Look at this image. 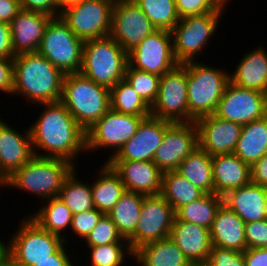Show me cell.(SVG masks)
Listing matches in <instances>:
<instances>
[{"label": "cell", "mask_w": 267, "mask_h": 266, "mask_svg": "<svg viewBox=\"0 0 267 266\" xmlns=\"http://www.w3.org/2000/svg\"><path fill=\"white\" fill-rule=\"evenodd\" d=\"M37 105L44 109L29 126L34 154L64 159L76 165L74 160L86 151V131L61 101ZM40 149L44 152L41 153Z\"/></svg>", "instance_id": "6da1fadb"}, {"label": "cell", "mask_w": 267, "mask_h": 266, "mask_svg": "<svg viewBox=\"0 0 267 266\" xmlns=\"http://www.w3.org/2000/svg\"><path fill=\"white\" fill-rule=\"evenodd\" d=\"M13 71V96H24L35 105L61 101L65 74L39 52L16 55Z\"/></svg>", "instance_id": "7a4b0ae2"}, {"label": "cell", "mask_w": 267, "mask_h": 266, "mask_svg": "<svg viewBox=\"0 0 267 266\" xmlns=\"http://www.w3.org/2000/svg\"><path fill=\"white\" fill-rule=\"evenodd\" d=\"M77 167L71 162L49 157L34 156L21 168L14 171L7 179L5 186L35 194L45 201L59 197L65 179Z\"/></svg>", "instance_id": "3957f363"}, {"label": "cell", "mask_w": 267, "mask_h": 266, "mask_svg": "<svg viewBox=\"0 0 267 266\" xmlns=\"http://www.w3.org/2000/svg\"><path fill=\"white\" fill-rule=\"evenodd\" d=\"M61 102L87 131L110 109V92L81 72L67 73L63 79Z\"/></svg>", "instance_id": "277c9868"}, {"label": "cell", "mask_w": 267, "mask_h": 266, "mask_svg": "<svg viewBox=\"0 0 267 266\" xmlns=\"http://www.w3.org/2000/svg\"><path fill=\"white\" fill-rule=\"evenodd\" d=\"M187 70L188 122L213 115L230 82V72L203 64L201 61L184 63Z\"/></svg>", "instance_id": "5b68a950"}, {"label": "cell", "mask_w": 267, "mask_h": 266, "mask_svg": "<svg viewBox=\"0 0 267 266\" xmlns=\"http://www.w3.org/2000/svg\"><path fill=\"white\" fill-rule=\"evenodd\" d=\"M128 53L109 35L84 41L80 72L90 80L111 89L124 79Z\"/></svg>", "instance_id": "8992f818"}, {"label": "cell", "mask_w": 267, "mask_h": 266, "mask_svg": "<svg viewBox=\"0 0 267 266\" xmlns=\"http://www.w3.org/2000/svg\"><path fill=\"white\" fill-rule=\"evenodd\" d=\"M84 41L59 17L46 26L38 52L64 74L80 72Z\"/></svg>", "instance_id": "52a82bcc"}, {"label": "cell", "mask_w": 267, "mask_h": 266, "mask_svg": "<svg viewBox=\"0 0 267 266\" xmlns=\"http://www.w3.org/2000/svg\"><path fill=\"white\" fill-rule=\"evenodd\" d=\"M223 12H210L202 15L181 18L171 31L173 53L179 64L196 61L211 36L218 31Z\"/></svg>", "instance_id": "ba28073f"}, {"label": "cell", "mask_w": 267, "mask_h": 266, "mask_svg": "<svg viewBox=\"0 0 267 266\" xmlns=\"http://www.w3.org/2000/svg\"><path fill=\"white\" fill-rule=\"evenodd\" d=\"M113 0H82L63 6L60 17L83 41L108 36Z\"/></svg>", "instance_id": "9c48e42d"}, {"label": "cell", "mask_w": 267, "mask_h": 266, "mask_svg": "<svg viewBox=\"0 0 267 266\" xmlns=\"http://www.w3.org/2000/svg\"><path fill=\"white\" fill-rule=\"evenodd\" d=\"M24 218L7 242L9 254L22 266H33L43 259H48L65 242L60 236L41 228L28 215Z\"/></svg>", "instance_id": "30bf717a"}, {"label": "cell", "mask_w": 267, "mask_h": 266, "mask_svg": "<svg viewBox=\"0 0 267 266\" xmlns=\"http://www.w3.org/2000/svg\"><path fill=\"white\" fill-rule=\"evenodd\" d=\"M148 116L123 114L111 108L86 131V152L111 148L110 159L136 133L141 121Z\"/></svg>", "instance_id": "8fae6325"}, {"label": "cell", "mask_w": 267, "mask_h": 266, "mask_svg": "<svg viewBox=\"0 0 267 266\" xmlns=\"http://www.w3.org/2000/svg\"><path fill=\"white\" fill-rule=\"evenodd\" d=\"M151 116L172 123L188 122L187 70L184 64H178L161 76Z\"/></svg>", "instance_id": "7c38bea8"}, {"label": "cell", "mask_w": 267, "mask_h": 266, "mask_svg": "<svg viewBox=\"0 0 267 266\" xmlns=\"http://www.w3.org/2000/svg\"><path fill=\"white\" fill-rule=\"evenodd\" d=\"M174 218L172 206L161 194L144 196L136 230L127 239L132 252L145 244L168 238Z\"/></svg>", "instance_id": "4fadbf2b"}, {"label": "cell", "mask_w": 267, "mask_h": 266, "mask_svg": "<svg viewBox=\"0 0 267 266\" xmlns=\"http://www.w3.org/2000/svg\"><path fill=\"white\" fill-rule=\"evenodd\" d=\"M156 30L134 0L114 2L109 36L127 53Z\"/></svg>", "instance_id": "5bb4252c"}, {"label": "cell", "mask_w": 267, "mask_h": 266, "mask_svg": "<svg viewBox=\"0 0 267 266\" xmlns=\"http://www.w3.org/2000/svg\"><path fill=\"white\" fill-rule=\"evenodd\" d=\"M129 65L137 70L159 76L179 63L173 53L172 35L167 30H156L128 53Z\"/></svg>", "instance_id": "9a60e30c"}, {"label": "cell", "mask_w": 267, "mask_h": 266, "mask_svg": "<svg viewBox=\"0 0 267 266\" xmlns=\"http://www.w3.org/2000/svg\"><path fill=\"white\" fill-rule=\"evenodd\" d=\"M215 115L240 125L262 119L267 115V94L241 88L229 82Z\"/></svg>", "instance_id": "2e32d148"}, {"label": "cell", "mask_w": 267, "mask_h": 266, "mask_svg": "<svg viewBox=\"0 0 267 266\" xmlns=\"http://www.w3.org/2000/svg\"><path fill=\"white\" fill-rule=\"evenodd\" d=\"M198 148L195 121L171 123L165 131L162 144L153 157V163L163 172L176 171L180 163Z\"/></svg>", "instance_id": "e0dca14e"}, {"label": "cell", "mask_w": 267, "mask_h": 266, "mask_svg": "<svg viewBox=\"0 0 267 266\" xmlns=\"http://www.w3.org/2000/svg\"><path fill=\"white\" fill-rule=\"evenodd\" d=\"M171 123L151 115L144 118L135 135L107 161H153Z\"/></svg>", "instance_id": "ac0fdd59"}, {"label": "cell", "mask_w": 267, "mask_h": 266, "mask_svg": "<svg viewBox=\"0 0 267 266\" xmlns=\"http://www.w3.org/2000/svg\"><path fill=\"white\" fill-rule=\"evenodd\" d=\"M198 147L211 157L233 153L240 137L242 125L221 119L215 114L195 121Z\"/></svg>", "instance_id": "d6986e66"}, {"label": "cell", "mask_w": 267, "mask_h": 266, "mask_svg": "<svg viewBox=\"0 0 267 266\" xmlns=\"http://www.w3.org/2000/svg\"><path fill=\"white\" fill-rule=\"evenodd\" d=\"M0 118V175L7 179L34 156L30 130L19 133Z\"/></svg>", "instance_id": "ffe728a7"}, {"label": "cell", "mask_w": 267, "mask_h": 266, "mask_svg": "<svg viewBox=\"0 0 267 266\" xmlns=\"http://www.w3.org/2000/svg\"><path fill=\"white\" fill-rule=\"evenodd\" d=\"M120 176L126 191L145 196L159 195L163 172L153 161H107Z\"/></svg>", "instance_id": "44dd1931"}, {"label": "cell", "mask_w": 267, "mask_h": 266, "mask_svg": "<svg viewBox=\"0 0 267 266\" xmlns=\"http://www.w3.org/2000/svg\"><path fill=\"white\" fill-rule=\"evenodd\" d=\"M53 17L21 9L9 23L14 55L38 52L47 24Z\"/></svg>", "instance_id": "7402d4cb"}, {"label": "cell", "mask_w": 267, "mask_h": 266, "mask_svg": "<svg viewBox=\"0 0 267 266\" xmlns=\"http://www.w3.org/2000/svg\"><path fill=\"white\" fill-rule=\"evenodd\" d=\"M169 237L192 265H205L212 249L209 229L174 218Z\"/></svg>", "instance_id": "603a6c76"}, {"label": "cell", "mask_w": 267, "mask_h": 266, "mask_svg": "<svg viewBox=\"0 0 267 266\" xmlns=\"http://www.w3.org/2000/svg\"><path fill=\"white\" fill-rule=\"evenodd\" d=\"M224 205L245 223L267 218V188L249 183L223 196Z\"/></svg>", "instance_id": "cb8c5ba5"}, {"label": "cell", "mask_w": 267, "mask_h": 266, "mask_svg": "<svg viewBox=\"0 0 267 266\" xmlns=\"http://www.w3.org/2000/svg\"><path fill=\"white\" fill-rule=\"evenodd\" d=\"M215 194L225 196L229 191L251 183V166L234 153L212 157Z\"/></svg>", "instance_id": "d4e9b609"}, {"label": "cell", "mask_w": 267, "mask_h": 266, "mask_svg": "<svg viewBox=\"0 0 267 266\" xmlns=\"http://www.w3.org/2000/svg\"><path fill=\"white\" fill-rule=\"evenodd\" d=\"M245 222L224 204L210 228L212 246L244 252L247 249Z\"/></svg>", "instance_id": "484cf974"}, {"label": "cell", "mask_w": 267, "mask_h": 266, "mask_svg": "<svg viewBox=\"0 0 267 266\" xmlns=\"http://www.w3.org/2000/svg\"><path fill=\"white\" fill-rule=\"evenodd\" d=\"M267 49L258 46L243 55L235 70L229 74L232 84L267 94ZM233 73V74H232Z\"/></svg>", "instance_id": "4316f807"}, {"label": "cell", "mask_w": 267, "mask_h": 266, "mask_svg": "<svg viewBox=\"0 0 267 266\" xmlns=\"http://www.w3.org/2000/svg\"><path fill=\"white\" fill-rule=\"evenodd\" d=\"M133 258L141 266H192L170 237L143 245Z\"/></svg>", "instance_id": "83f0119b"}, {"label": "cell", "mask_w": 267, "mask_h": 266, "mask_svg": "<svg viewBox=\"0 0 267 266\" xmlns=\"http://www.w3.org/2000/svg\"><path fill=\"white\" fill-rule=\"evenodd\" d=\"M96 172H98V177L94 178V182L91 183L93 203L97 210L108 214L126 192V189L120 176L106 161L102 168Z\"/></svg>", "instance_id": "f1b7e54d"}, {"label": "cell", "mask_w": 267, "mask_h": 266, "mask_svg": "<svg viewBox=\"0 0 267 266\" xmlns=\"http://www.w3.org/2000/svg\"><path fill=\"white\" fill-rule=\"evenodd\" d=\"M233 153L250 166L267 154V115L242 125Z\"/></svg>", "instance_id": "f546056e"}, {"label": "cell", "mask_w": 267, "mask_h": 266, "mask_svg": "<svg viewBox=\"0 0 267 266\" xmlns=\"http://www.w3.org/2000/svg\"><path fill=\"white\" fill-rule=\"evenodd\" d=\"M176 172L206 194L215 193L212 157L199 147L180 163Z\"/></svg>", "instance_id": "4dcf8cb0"}, {"label": "cell", "mask_w": 267, "mask_h": 266, "mask_svg": "<svg viewBox=\"0 0 267 266\" xmlns=\"http://www.w3.org/2000/svg\"><path fill=\"white\" fill-rule=\"evenodd\" d=\"M43 207L41 205L40 209L35 214L29 215V217L34 220L41 228L46 231L58 235L64 239L67 244L66 237L63 234L66 229L71 228L73 213L65 205V203L59 197H53L46 199ZM69 227V228H68ZM63 235V236H62Z\"/></svg>", "instance_id": "1f68e13d"}, {"label": "cell", "mask_w": 267, "mask_h": 266, "mask_svg": "<svg viewBox=\"0 0 267 266\" xmlns=\"http://www.w3.org/2000/svg\"><path fill=\"white\" fill-rule=\"evenodd\" d=\"M144 196L126 191L107 214L124 239H128L136 230Z\"/></svg>", "instance_id": "d6a6232c"}, {"label": "cell", "mask_w": 267, "mask_h": 266, "mask_svg": "<svg viewBox=\"0 0 267 266\" xmlns=\"http://www.w3.org/2000/svg\"><path fill=\"white\" fill-rule=\"evenodd\" d=\"M160 194L176 212L182 206L201 198L206 193L176 171H169L163 173Z\"/></svg>", "instance_id": "836d02e7"}, {"label": "cell", "mask_w": 267, "mask_h": 266, "mask_svg": "<svg viewBox=\"0 0 267 266\" xmlns=\"http://www.w3.org/2000/svg\"><path fill=\"white\" fill-rule=\"evenodd\" d=\"M224 204L223 197L215 193L205 194L179 208L175 218L185 222L198 224L210 230L219 208Z\"/></svg>", "instance_id": "e575fe53"}, {"label": "cell", "mask_w": 267, "mask_h": 266, "mask_svg": "<svg viewBox=\"0 0 267 266\" xmlns=\"http://www.w3.org/2000/svg\"><path fill=\"white\" fill-rule=\"evenodd\" d=\"M74 169L71 174L65 179L59 198L74 214L82 213L84 211L94 209L92 198L91 183L82 182L78 179ZM81 180V181H80Z\"/></svg>", "instance_id": "d590c367"}, {"label": "cell", "mask_w": 267, "mask_h": 266, "mask_svg": "<svg viewBox=\"0 0 267 266\" xmlns=\"http://www.w3.org/2000/svg\"><path fill=\"white\" fill-rule=\"evenodd\" d=\"M110 92V108L135 116H150L151 107L134 91L125 79L114 85Z\"/></svg>", "instance_id": "8d00e7d4"}, {"label": "cell", "mask_w": 267, "mask_h": 266, "mask_svg": "<svg viewBox=\"0 0 267 266\" xmlns=\"http://www.w3.org/2000/svg\"><path fill=\"white\" fill-rule=\"evenodd\" d=\"M157 30L172 31L180 18L175 0H134Z\"/></svg>", "instance_id": "74e56055"}, {"label": "cell", "mask_w": 267, "mask_h": 266, "mask_svg": "<svg viewBox=\"0 0 267 266\" xmlns=\"http://www.w3.org/2000/svg\"><path fill=\"white\" fill-rule=\"evenodd\" d=\"M124 79L150 107L156 101L161 76L137 70L129 64Z\"/></svg>", "instance_id": "f35d334b"}, {"label": "cell", "mask_w": 267, "mask_h": 266, "mask_svg": "<svg viewBox=\"0 0 267 266\" xmlns=\"http://www.w3.org/2000/svg\"><path fill=\"white\" fill-rule=\"evenodd\" d=\"M88 248L91 255L90 266H122L126 263L125 258H133L134 255L129 243H111Z\"/></svg>", "instance_id": "ab89813d"}, {"label": "cell", "mask_w": 267, "mask_h": 266, "mask_svg": "<svg viewBox=\"0 0 267 266\" xmlns=\"http://www.w3.org/2000/svg\"><path fill=\"white\" fill-rule=\"evenodd\" d=\"M87 247L106 245L111 243H128L118 232L117 226L107 214H104L97 225L84 240Z\"/></svg>", "instance_id": "60d3db41"}, {"label": "cell", "mask_w": 267, "mask_h": 266, "mask_svg": "<svg viewBox=\"0 0 267 266\" xmlns=\"http://www.w3.org/2000/svg\"><path fill=\"white\" fill-rule=\"evenodd\" d=\"M104 215L96 208L74 214L71 223V232L81 237L82 241L90 234L92 229L97 225L100 218Z\"/></svg>", "instance_id": "b9f144b4"}, {"label": "cell", "mask_w": 267, "mask_h": 266, "mask_svg": "<svg viewBox=\"0 0 267 266\" xmlns=\"http://www.w3.org/2000/svg\"><path fill=\"white\" fill-rule=\"evenodd\" d=\"M205 266H245L244 252L212 246Z\"/></svg>", "instance_id": "7bdbcfd3"}, {"label": "cell", "mask_w": 267, "mask_h": 266, "mask_svg": "<svg viewBox=\"0 0 267 266\" xmlns=\"http://www.w3.org/2000/svg\"><path fill=\"white\" fill-rule=\"evenodd\" d=\"M247 249L267 248V218L245 224Z\"/></svg>", "instance_id": "ee69618b"}, {"label": "cell", "mask_w": 267, "mask_h": 266, "mask_svg": "<svg viewBox=\"0 0 267 266\" xmlns=\"http://www.w3.org/2000/svg\"><path fill=\"white\" fill-rule=\"evenodd\" d=\"M176 11L179 18L186 16L202 15L210 12H222L216 10L212 0H175Z\"/></svg>", "instance_id": "f6af8a7d"}, {"label": "cell", "mask_w": 267, "mask_h": 266, "mask_svg": "<svg viewBox=\"0 0 267 266\" xmlns=\"http://www.w3.org/2000/svg\"><path fill=\"white\" fill-rule=\"evenodd\" d=\"M21 9L59 17L63 8L61 0H20Z\"/></svg>", "instance_id": "bcb514c9"}, {"label": "cell", "mask_w": 267, "mask_h": 266, "mask_svg": "<svg viewBox=\"0 0 267 266\" xmlns=\"http://www.w3.org/2000/svg\"><path fill=\"white\" fill-rule=\"evenodd\" d=\"M14 71L13 59L0 57V92L13 94Z\"/></svg>", "instance_id": "7dc6e473"}, {"label": "cell", "mask_w": 267, "mask_h": 266, "mask_svg": "<svg viewBox=\"0 0 267 266\" xmlns=\"http://www.w3.org/2000/svg\"><path fill=\"white\" fill-rule=\"evenodd\" d=\"M66 248L64 243L54 254L49 256L48 259H43L33 266H74L70 258L71 254H68Z\"/></svg>", "instance_id": "c3c4849f"}, {"label": "cell", "mask_w": 267, "mask_h": 266, "mask_svg": "<svg viewBox=\"0 0 267 266\" xmlns=\"http://www.w3.org/2000/svg\"><path fill=\"white\" fill-rule=\"evenodd\" d=\"M0 57L7 59H13L15 57L10 25L5 22H0Z\"/></svg>", "instance_id": "681fc988"}, {"label": "cell", "mask_w": 267, "mask_h": 266, "mask_svg": "<svg viewBox=\"0 0 267 266\" xmlns=\"http://www.w3.org/2000/svg\"><path fill=\"white\" fill-rule=\"evenodd\" d=\"M251 183L267 188V154L251 166Z\"/></svg>", "instance_id": "f907efd6"}, {"label": "cell", "mask_w": 267, "mask_h": 266, "mask_svg": "<svg viewBox=\"0 0 267 266\" xmlns=\"http://www.w3.org/2000/svg\"><path fill=\"white\" fill-rule=\"evenodd\" d=\"M20 10V0H0V22L9 24Z\"/></svg>", "instance_id": "816d5d0a"}, {"label": "cell", "mask_w": 267, "mask_h": 266, "mask_svg": "<svg viewBox=\"0 0 267 266\" xmlns=\"http://www.w3.org/2000/svg\"><path fill=\"white\" fill-rule=\"evenodd\" d=\"M245 266H267V248H253L244 251Z\"/></svg>", "instance_id": "f5cc1de1"}, {"label": "cell", "mask_w": 267, "mask_h": 266, "mask_svg": "<svg viewBox=\"0 0 267 266\" xmlns=\"http://www.w3.org/2000/svg\"><path fill=\"white\" fill-rule=\"evenodd\" d=\"M9 254V244H6L5 241L0 239V263L8 256Z\"/></svg>", "instance_id": "db71d44e"}, {"label": "cell", "mask_w": 267, "mask_h": 266, "mask_svg": "<svg viewBox=\"0 0 267 266\" xmlns=\"http://www.w3.org/2000/svg\"><path fill=\"white\" fill-rule=\"evenodd\" d=\"M231 2V0H212V3L216 10L222 11L224 13V10L227 8L226 4Z\"/></svg>", "instance_id": "11a10c76"}, {"label": "cell", "mask_w": 267, "mask_h": 266, "mask_svg": "<svg viewBox=\"0 0 267 266\" xmlns=\"http://www.w3.org/2000/svg\"><path fill=\"white\" fill-rule=\"evenodd\" d=\"M0 266H22L10 254L0 263Z\"/></svg>", "instance_id": "9f6ffc18"}, {"label": "cell", "mask_w": 267, "mask_h": 266, "mask_svg": "<svg viewBox=\"0 0 267 266\" xmlns=\"http://www.w3.org/2000/svg\"><path fill=\"white\" fill-rule=\"evenodd\" d=\"M78 1H82V0H61V3L63 6H65L67 4H72V3L78 2Z\"/></svg>", "instance_id": "6f0895ef"}, {"label": "cell", "mask_w": 267, "mask_h": 266, "mask_svg": "<svg viewBox=\"0 0 267 266\" xmlns=\"http://www.w3.org/2000/svg\"><path fill=\"white\" fill-rule=\"evenodd\" d=\"M2 186L5 188V179L0 175V188Z\"/></svg>", "instance_id": "680465c9"}]
</instances>
